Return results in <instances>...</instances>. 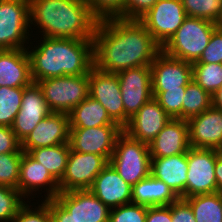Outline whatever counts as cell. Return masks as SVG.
<instances>
[{
  "mask_svg": "<svg viewBox=\"0 0 222 222\" xmlns=\"http://www.w3.org/2000/svg\"><path fill=\"white\" fill-rule=\"evenodd\" d=\"M93 41L94 66L109 73L150 66L161 51V46L139 20L100 19Z\"/></svg>",
  "mask_w": 222,
  "mask_h": 222,
  "instance_id": "1",
  "label": "cell"
},
{
  "mask_svg": "<svg viewBox=\"0 0 222 222\" xmlns=\"http://www.w3.org/2000/svg\"><path fill=\"white\" fill-rule=\"evenodd\" d=\"M39 37L40 40L31 38L27 46L33 82L66 75H84L94 66L93 39Z\"/></svg>",
  "mask_w": 222,
  "mask_h": 222,
  "instance_id": "2",
  "label": "cell"
},
{
  "mask_svg": "<svg viewBox=\"0 0 222 222\" xmlns=\"http://www.w3.org/2000/svg\"><path fill=\"white\" fill-rule=\"evenodd\" d=\"M29 13L31 34L43 37L93 39L99 21L85 0H29Z\"/></svg>",
  "mask_w": 222,
  "mask_h": 222,
  "instance_id": "3",
  "label": "cell"
},
{
  "mask_svg": "<svg viewBox=\"0 0 222 222\" xmlns=\"http://www.w3.org/2000/svg\"><path fill=\"white\" fill-rule=\"evenodd\" d=\"M216 28V23L209 20L187 17L161 50L192 64L199 60Z\"/></svg>",
  "mask_w": 222,
  "mask_h": 222,
  "instance_id": "4",
  "label": "cell"
},
{
  "mask_svg": "<svg viewBox=\"0 0 222 222\" xmlns=\"http://www.w3.org/2000/svg\"><path fill=\"white\" fill-rule=\"evenodd\" d=\"M109 163L127 183L133 186L150 175L149 144L133 139L122 131L116 139Z\"/></svg>",
  "mask_w": 222,
  "mask_h": 222,
  "instance_id": "5",
  "label": "cell"
},
{
  "mask_svg": "<svg viewBox=\"0 0 222 222\" xmlns=\"http://www.w3.org/2000/svg\"><path fill=\"white\" fill-rule=\"evenodd\" d=\"M52 112L69 114L89 96V73L36 81Z\"/></svg>",
  "mask_w": 222,
  "mask_h": 222,
  "instance_id": "6",
  "label": "cell"
},
{
  "mask_svg": "<svg viewBox=\"0 0 222 222\" xmlns=\"http://www.w3.org/2000/svg\"><path fill=\"white\" fill-rule=\"evenodd\" d=\"M31 38L29 0H0V50L27 49Z\"/></svg>",
  "mask_w": 222,
  "mask_h": 222,
  "instance_id": "7",
  "label": "cell"
},
{
  "mask_svg": "<svg viewBox=\"0 0 222 222\" xmlns=\"http://www.w3.org/2000/svg\"><path fill=\"white\" fill-rule=\"evenodd\" d=\"M124 106V127L152 96L151 67L139 66L117 73Z\"/></svg>",
  "mask_w": 222,
  "mask_h": 222,
  "instance_id": "8",
  "label": "cell"
},
{
  "mask_svg": "<svg viewBox=\"0 0 222 222\" xmlns=\"http://www.w3.org/2000/svg\"><path fill=\"white\" fill-rule=\"evenodd\" d=\"M216 157V149L189 148L185 198L218 192L214 169Z\"/></svg>",
  "mask_w": 222,
  "mask_h": 222,
  "instance_id": "9",
  "label": "cell"
},
{
  "mask_svg": "<svg viewBox=\"0 0 222 222\" xmlns=\"http://www.w3.org/2000/svg\"><path fill=\"white\" fill-rule=\"evenodd\" d=\"M186 18L181 0H158L139 21L162 47Z\"/></svg>",
  "mask_w": 222,
  "mask_h": 222,
  "instance_id": "10",
  "label": "cell"
},
{
  "mask_svg": "<svg viewBox=\"0 0 222 222\" xmlns=\"http://www.w3.org/2000/svg\"><path fill=\"white\" fill-rule=\"evenodd\" d=\"M108 163L104 156L70 150L64 176L59 182L60 192L89 190Z\"/></svg>",
  "mask_w": 222,
  "mask_h": 222,
  "instance_id": "11",
  "label": "cell"
},
{
  "mask_svg": "<svg viewBox=\"0 0 222 222\" xmlns=\"http://www.w3.org/2000/svg\"><path fill=\"white\" fill-rule=\"evenodd\" d=\"M18 190L27 199L39 198L40 200L54 199L59 193V182L50 174L47 168L34 159L28 152L23 151L20 161V178ZM45 193L41 195L42 193ZM37 192V193H36ZM31 196V197H30ZM30 198V199H29Z\"/></svg>",
  "mask_w": 222,
  "mask_h": 222,
  "instance_id": "12",
  "label": "cell"
},
{
  "mask_svg": "<svg viewBox=\"0 0 222 222\" xmlns=\"http://www.w3.org/2000/svg\"><path fill=\"white\" fill-rule=\"evenodd\" d=\"M150 67L153 98L168 89H186L193 80L191 63L171 57L162 50Z\"/></svg>",
  "mask_w": 222,
  "mask_h": 222,
  "instance_id": "13",
  "label": "cell"
},
{
  "mask_svg": "<svg viewBox=\"0 0 222 222\" xmlns=\"http://www.w3.org/2000/svg\"><path fill=\"white\" fill-rule=\"evenodd\" d=\"M89 96L98 101L109 117L124 128V106L117 73L93 66L89 72Z\"/></svg>",
  "mask_w": 222,
  "mask_h": 222,
  "instance_id": "14",
  "label": "cell"
},
{
  "mask_svg": "<svg viewBox=\"0 0 222 222\" xmlns=\"http://www.w3.org/2000/svg\"><path fill=\"white\" fill-rule=\"evenodd\" d=\"M123 131L120 126H99L94 128H70L69 144L72 151L93 153L110 160L118 135Z\"/></svg>",
  "mask_w": 222,
  "mask_h": 222,
  "instance_id": "15",
  "label": "cell"
},
{
  "mask_svg": "<svg viewBox=\"0 0 222 222\" xmlns=\"http://www.w3.org/2000/svg\"><path fill=\"white\" fill-rule=\"evenodd\" d=\"M52 111L48 107L42 90L36 82L24 87L22 104L12 125V130L22 143L35 129L37 124Z\"/></svg>",
  "mask_w": 222,
  "mask_h": 222,
  "instance_id": "16",
  "label": "cell"
},
{
  "mask_svg": "<svg viewBox=\"0 0 222 222\" xmlns=\"http://www.w3.org/2000/svg\"><path fill=\"white\" fill-rule=\"evenodd\" d=\"M187 123L190 147L222 151V109L211 105Z\"/></svg>",
  "mask_w": 222,
  "mask_h": 222,
  "instance_id": "17",
  "label": "cell"
},
{
  "mask_svg": "<svg viewBox=\"0 0 222 222\" xmlns=\"http://www.w3.org/2000/svg\"><path fill=\"white\" fill-rule=\"evenodd\" d=\"M172 118L155 98L145 103L123 128L131 138L150 144Z\"/></svg>",
  "mask_w": 222,
  "mask_h": 222,
  "instance_id": "18",
  "label": "cell"
},
{
  "mask_svg": "<svg viewBox=\"0 0 222 222\" xmlns=\"http://www.w3.org/2000/svg\"><path fill=\"white\" fill-rule=\"evenodd\" d=\"M55 199L79 222H109L110 209L90 190L60 192Z\"/></svg>",
  "mask_w": 222,
  "mask_h": 222,
  "instance_id": "19",
  "label": "cell"
},
{
  "mask_svg": "<svg viewBox=\"0 0 222 222\" xmlns=\"http://www.w3.org/2000/svg\"><path fill=\"white\" fill-rule=\"evenodd\" d=\"M69 129V114L51 112L21 143V149L29 153L35 148L69 143Z\"/></svg>",
  "mask_w": 222,
  "mask_h": 222,
  "instance_id": "20",
  "label": "cell"
},
{
  "mask_svg": "<svg viewBox=\"0 0 222 222\" xmlns=\"http://www.w3.org/2000/svg\"><path fill=\"white\" fill-rule=\"evenodd\" d=\"M109 209L129 204L132 201V186L108 163L89 189Z\"/></svg>",
  "mask_w": 222,
  "mask_h": 222,
  "instance_id": "21",
  "label": "cell"
},
{
  "mask_svg": "<svg viewBox=\"0 0 222 222\" xmlns=\"http://www.w3.org/2000/svg\"><path fill=\"white\" fill-rule=\"evenodd\" d=\"M190 148L187 120L172 118L149 144L151 158L187 153Z\"/></svg>",
  "mask_w": 222,
  "mask_h": 222,
  "instance_id": "22",
  "label": "cell"
},
{
  "mask_svg": "<svg viewBox=\"0 0 222 222\" xmlns=\"http://www.w3.org/2000/svg\"><path fill=\"white\" fill-rule=\"evenodd\" d=\"M32 82L27 49L0 50V87L24 88Z\"/></svg>",
  "mask_w": 222,
  "mask_h": 222,
  "instance_id": "23",
  "label": "cell"
},
{
  "mask_svg": "<svg viewBox=\"0 0 222 222\" xmlns=\"http://www.w3.org/2000/svg\"><path fill=\"white\" fill-rule=\"evenodd\" d=\"M187 171V153L151 158L150 174L165 182L182 199L185 198Z\"/></svg>",
  "mask_w": 222,
  "mask_h": 222,
  "instance_id": "24",
  "label": "cell"
},
{
  "mask_svg": "<svg viewBox=\"0 0 222 222\" xmlns=\"http://www.w3.org/2000/svg\"><path fill=\"white\" fill-rule=\"evenodd\" d=\"M179 197L162 180L151 174L132 186L131 203L151 206H166L176 202Z\"/></svg>",
  "mask_w": 222,
  "mask_h": 222,
  "instance_id": "25",
  "label": "cell"
},
{
  "mask_svg": "<svg viewBox=\"0 0 222 222\" xmlns=\"http://www.w3.org/2000/svg\"><path fill=\"white\" fill-rule=\"evenodd\" d=\"M119 126L108 115L106 109L91 96H87L69 113V128H94Z\"/></svg>",
  "mask_w": 222,
  "mask_h": 222,
  "instance_id": "26",
  "label": "cell"
},
{
  "mask_svg": "<svg viewBox=\"0 0 222 222\" xmlns=\"http://www.w3.org/2000/svg\"><path fill=\"white\" fill-rule=\"evenodd\" d=\"M70 150V144L64 143L56 146L35 148L29 154L41 163L44 168H47L50 174L60 182L66 170Z\"/></svg>",
  "mask_w": 222,
  "mask_h": 222,
  "instance_id": "27",
  "label": "cell"
},
{
  "mask_svg": "<svg viewBox=\"0 0 222 222\" xmlns=\"http://www.w3.org/2000/svg\"><path fill=\"white\" fill-rule=\"evenodd\" d=\"M184 200L190 205L196 222H222V194L193 195Z\"/></svg>",
  "mask_w": 222,
  "mask_h": 222,
  "instance_id": "28",
  "label": "cell"
},
{
  "mask_svg": "<svg viewBox=\"0 0 222 222\" xmlns=\"http://www.w3.org/2000/svg\"><path fill=\"white\" fill-rule=\"evenodd\" d=\"M212 105V96L195 81L186 86L183 99V120L201 114Z\"/></svg>",
  "mask_w": 222,
  "mask_h": 222,
  "instance_id": "29",
  "label": "cell"
},
{
  "mask_svg": "<svg viewBox=\"0 0 222 222\" xmlns=\"http://www.w3.org/2000/svg\"><path fill=\"white\" fill-rule=\"evenodd\" d=\"M193 81L211 96L222 86V63H192Z\"/></svg>",
  "mask_w": 222,
  "mask_h": 222,
  "instance_id": "30",
  "label": "cell"
},
{
  "mask_svg": "<svg viewBox=\"0 0 222 222\" xmlns=\"http://www.w3.org/2000/svg\"><path fill=\"white\" fill-rule=\"evenodd\" d=\"M24 88L0 87V125L12 127L18 114Z\"/></svg>",
  "mask_w": 222,
  "mask_h": 222,
  "instance_id": "31",
  "label": "cell"
},
{
  "mask_svg": "<svg viewBox=\"0 0 222 222\" xmlns=\"http://www.w3.org/2000/svg\"><path fill=\"white\" fill-rule=\"evenodd\" d=\"M187 17L216 23L222 13V0H181Z\"/></svg>",
  "mask_w": 222,
  "mask_h": 222,
  "instance_id": "32",
  "label": "cell"
},
{
  "mask_svg": "<svg viewBox=\"0 0 222 222\" xmlns=\"http://www.w3.org/2000/svg\"><path fill=\"white\" fill-rule=\"evenodd\" d=\"M26 201L19 190L0 185V222H12Z\"/></svg>",
  "mask_w": 222,
  "mask_h": 222,
  "instance_id": "33",
  "label": "cell"
},
{
  "mask_svg": "<svg viewBox=\"0 0 222 222\" xmlns=\"http://www.w3.org/2000/svg\"><path fill=\"white\" fill-rule=\"evenodd\" d=\"M37 200V202L34 201L32 203L31 200H27L20 207L12 222H52L49 199Z\"/></svg>",
  "mask_w": 222,
  "mask_h": 222,
  "instance_id": "34",
  "label": "cell"
},
{
  "mask_svg": "<svg viewBox=\"0 0 222 222\" xmlns=\"http://www.w3.org/2000/svg\"><path fill=\"white\" fill-rule=\"evenodd\" d=\"M23 152L0 154V185L18 190L20 161Z\"/></svg>",
  "mask_w": 222,
  "mask_h": 222,
  "instance_id": "35",
  "label": "cell"
},
{
  "mask_svg": "<svg viewBox=\"0 0 222 222\" xmlns=\"http://www.w3.org/2000/svg\"><path fill=\"white\" fill-rule=\"evenodd\" d=\"M186 89H168L155 99L161 108L171 117L183 119V99Z\"/></svg>",
  "mask_w": 222,
  "mask_h": 222,
  "instance_id": "36",
  "label": "cell"
},
{
  "mask_svg": "<svg viewBox=\"0 0 222 222\" xmlns=\"http://www.w3.org/2000/svg\"><path fill=\"white\" fill-rule=\"evenodd\" d=\"M147 207L134 203L110 209L109 222H146Z\"/></svg>",
  "mask_w": 222,
  "mask_h": 222,
  "instance_id": "37",
  "label": "cell"
},
{
  "mask_svg": "<svg viewBox=\"0 0 222 222\" xmlns=\"http://www.w3.org/2000/svg\"><path fill=\"white\" fill-rule=\"evenodd\" d=\"M85 2L99 20L112 17L123 19L124 0H85Z\"/></svg>",
  "mask_w": 222,
  "mask_h": 222,
  "instance_id": "38",
  "label": "cell"
},
{
  "mask_svg": "<svg viewBox=\"0 0 222 222\" xmlns=\"http://www.w3.org/2000/svg\"><path fill=\"white\" fill-rule=\"evenodd\" d=\"M194 63H222V29L213 31L207 47Z\"/></svg>",
  "mask_w": 222,
  "mask_h": 222,
  "instance_id": "39",
  "label": "cell"
},
{
  "mask_svg": "<svg viewBox=\"0 0 222 222\" xmlns=\"http://www.w3.org/2000/svg\"><path fill=\"white\" fill-rule=\"evenodd\" d=\"M158 0H124L123 19L139 20Z\"/></svg>",
  "mask_w": 222,
  "mask_h": 222,
  "instance_id": "40",
  "label": "cell"
},
{
  "mask_svg": "<svg viewBox=\"0 0 222 222\" xmlns=\"http://www.w3.org/2000/svg\"><path fill=\"white\" fill-rule=\"evenodd\" d=\"M23 152L12 127L0 125V154Z\"/></svg>",
  "mask_w": 222,
  "mask_h": 222,
  "instance_id": "41",
  "label": "cell"
},
{
  "mask_svg": "<svg viewBox=\"0 0 222 222\" xmlns=\"http://www.w3.org/2000/svg\"><path fill=\"white\" fill-rule=\"evenodd\" d=\"M172 222H196L190 205L182 198L171 204Z\"/></svg>",
  "mask_w": 222,
  "mask_h": 222,
  "instance_id": "42",
  "label": "cell"
},
{
  "mask_svg": "<svg viewBox=\"0 0 222 222\" xmlns=\"http://www.w3.org/2000/svg\"><path fill=\"white\" fill-rule=\"evenodd\" d=\"M146 222H172L171 204L147 207Z\"/></svg>",
  "mask_w": 222,
  "mask_h": 222,
  "instance_id": "43",
  "label": "cell"
},
{
  "mask_svg": "<svg viewBox=\"0 0 222 222\" xmlns=\"http://www.w3.org/2000/svg\"><path fill=\"white\" fill-rule=\"evenodd\" d=\"M52 222H79L55 198L49 199Z\"/></svg>",
  "mask_w": 222,
  "mask_h": 222,
  "instance_id": "44",
  "label": "cell"
},
{
  "mask_svg": "<svg viewBox=\"0 0 222 222\" xmlns=\"http://www.w3.org/2000/svg\"><path fill=\"white\" fill-rule=\"evenodd\" d=\"M215 176L218 192L222 194V151L217 150L215 162Z\"/></svg>",
  "mask_w": 222,
  "mask_h": 222,
  "instance_id": "45",
  "label": "cell"
},
{
  "mask_svg": "<svg viewBox=\"0 0 222 222\" xmlns=\"http://www.w3.org/2000/svg\"><path fill=\"white\" fill-rule=\"evenodd\" d=\"M212 106L222 109V86L212 95Z\"/></svg>",
  "mask_w": 222,
  "mask_h": 222,
  "instance_id": "46",
  "label": "cell"
},
{
  "mask_svg": "<svg viewBox=\"0 0 222 222\" xmlns=\"http://www.w3.org/2000/svg\"><path fill=\"white\" fill-rule=\"evenodd\" d=\"M216 26H217V28L222 29V13L216 22Z\"/></svg>",
  "mask_w": 222,
  "mask_h": 222,
  "instance_id": "47",
  "label": "cell"
}]
</instances>
